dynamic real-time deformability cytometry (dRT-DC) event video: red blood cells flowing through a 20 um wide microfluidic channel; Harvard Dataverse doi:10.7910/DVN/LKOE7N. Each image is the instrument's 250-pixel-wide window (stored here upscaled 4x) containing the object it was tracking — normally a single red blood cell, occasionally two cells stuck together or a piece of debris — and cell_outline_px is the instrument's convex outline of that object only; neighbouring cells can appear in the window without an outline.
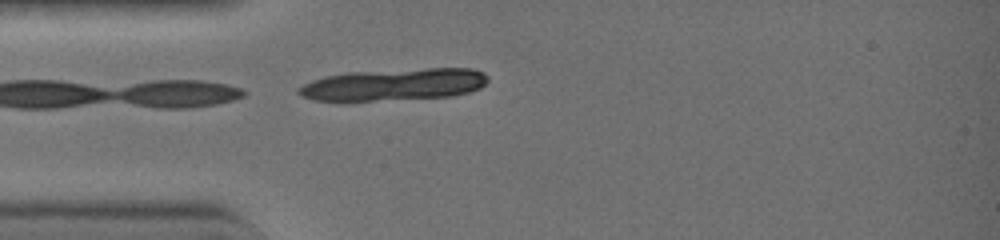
{"species": "common noctule bat (a hibernating species)", "species_latin": "Nyctalus noctula", "temperature_condition": "warm", "stored_images_in_passage": 5, "camera_frame_rate_fps": 3000, "um_per_image_px": 0.085, "animal": {"sex": "female", "body_mass_g": 19.0, "forearm_length_mm": 51.5}, "frame": {"image": 1, "passage_image": 5, "time_ms": 1.333, "image_size_px": [1000, 240], "cell_outline_px": [[488, 80], [480, 88], [468, 92], [452, 96], [372, 100], [316, 100], [304, 96], [296, 92], [296, 88], [312, 80], [324, 76], [348, 72], [428, 68], [472, 68], [484, 72], [488, 76]], "centroid_in_image_um": [33.51, 7.16], "position_along_channel_um": 51.5, "area_um2": 34.97}}